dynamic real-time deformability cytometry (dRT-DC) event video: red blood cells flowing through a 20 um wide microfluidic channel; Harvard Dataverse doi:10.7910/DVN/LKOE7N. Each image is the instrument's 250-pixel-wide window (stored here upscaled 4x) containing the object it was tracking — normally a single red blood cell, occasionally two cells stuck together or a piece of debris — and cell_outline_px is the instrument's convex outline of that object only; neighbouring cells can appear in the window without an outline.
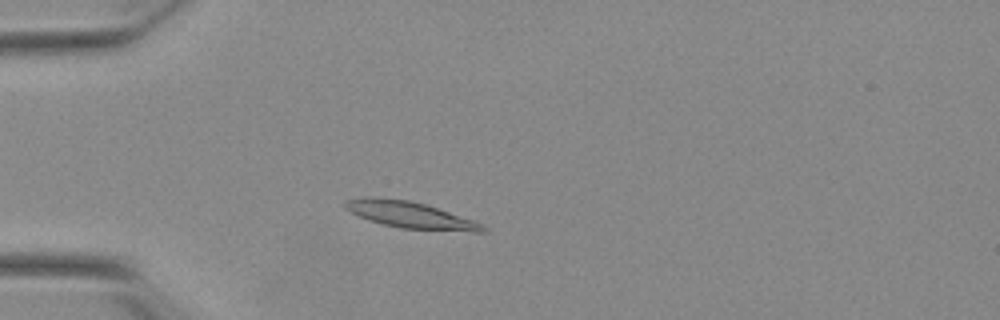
{"species": "Egyptian fruit bat (a non-hibernating species)", "species_latin": "Rousettus aegyptiacus", "temperature_condition": "warm", "stored_images_in_passage": 49, "camera_frame_rate_fps": 3000, "um_per_image_px": 0.085, "animal": {"sex": "female"}, "frame": {"image": 1, "passage_image": 11, "time_ms": 3.333, "image_size_px": [1000, 320], "cell_outline_px": [[488, 232], [472, 232], [400, 228], [368, 220], [344, 208], [344, 200], [368, 196], [372, 196], [408, 200], [424, 204], [484, 224], [488, 228]], "centroid_in_image_um": [34.87, 18.27], "position_along_channel_um": 50.1, "area_um2": 21.21}}
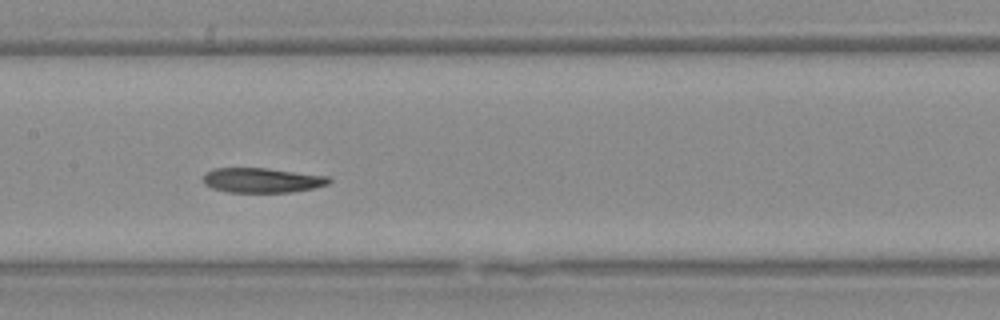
{"frame": {"image": 2, "passage_image": 23, "time_ms": 7.333, "image_size_px": [1000, 320], "cell_outline_px": [[332, 180], [328, 184], [316, 188], [292, 192], [228, 192], [212, 188], [204, 184], [200, 180], [204, 172], [212, 168], [264, 168], [328, 176]], "centroid_in_image_um": [22.22, 15.32], "position_along_channel_um": 185.2, "area_um2": 18.38}}
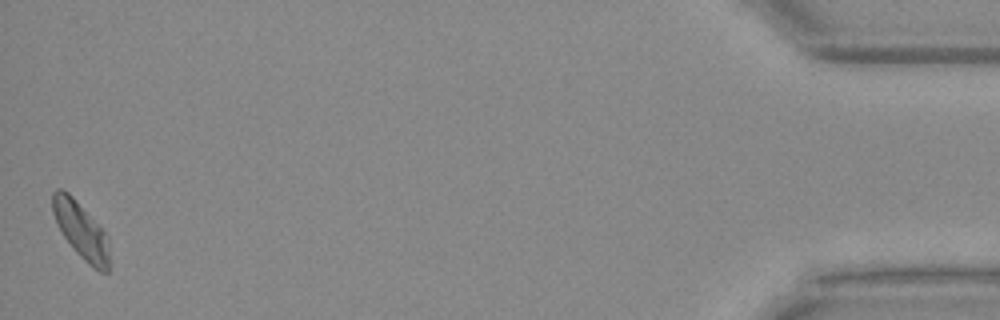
{"frame": {"image": 3, "passage_image": 49, "time_ms": 16.0, "image_size_px": [1000, 320], "cell_outline_px": [[108, 272], [100, 272], [92, 268], [76, 252], [64, 236], [56, 224], [52, 212], [52, 192], [56, 188], [60, 188], [68, 192], [72, 196], [108, 236]], "centroid_in_image_um": [6.85, 19.58], "position_along_channel_um": 428.3, "area_um2": 18.44}}